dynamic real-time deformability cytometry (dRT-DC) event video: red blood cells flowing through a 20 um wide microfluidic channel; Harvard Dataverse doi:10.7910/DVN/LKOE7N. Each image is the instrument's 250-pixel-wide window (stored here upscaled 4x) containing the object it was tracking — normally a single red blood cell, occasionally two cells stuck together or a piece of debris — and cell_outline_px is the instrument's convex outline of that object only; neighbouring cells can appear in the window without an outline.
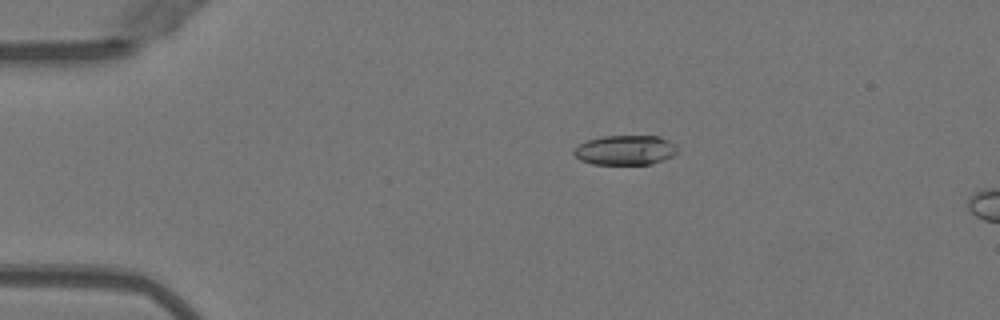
{"species": "Egyptian fruit bat (a non-hibernating species)", "species_latin": "Rousettus aegyptiacus", "temperature_condition": "warm", "stored_images_in_passage": 15, "camera_frame_rate_fps": 3000, "um_per_image_px": 0.085, "animal": {"sex": "female"}, "frame": {"image": 1, "passage_image": 11, "time_ms": 3.333, "image_size_px": [1000, 320], "cell_outline_px": [[676, 152], [672, 156], [664, 160], [652, 164], [592, 164], [580, 160], [572, 152], [580, 144], [588, 140], [604, 136], [660, 136], [668, 140], [676, 148]], "centroid_in_image_um": [53.14, 12.76], "position_along_channel_um": 31.9, "area_um2": 17.74}}